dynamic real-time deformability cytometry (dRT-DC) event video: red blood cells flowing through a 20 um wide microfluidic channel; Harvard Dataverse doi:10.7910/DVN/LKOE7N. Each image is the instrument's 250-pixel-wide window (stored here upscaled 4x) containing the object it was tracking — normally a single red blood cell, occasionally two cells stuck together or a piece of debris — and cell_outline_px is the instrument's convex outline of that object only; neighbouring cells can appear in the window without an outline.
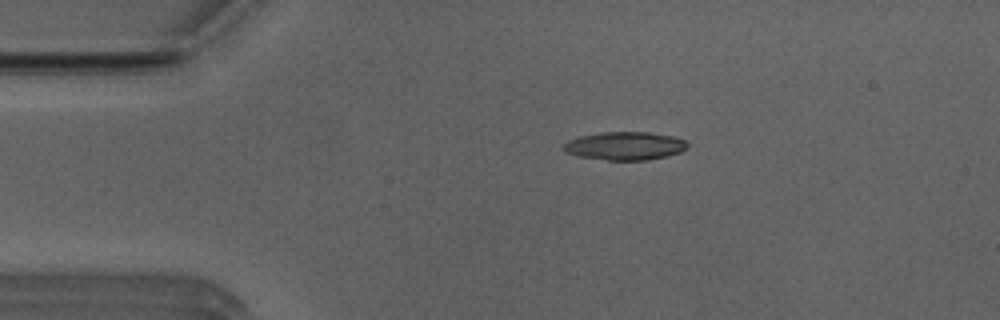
{"species": "Egyptian fruit bat (a non-hibernating species)", "species_latin": "Rousettus aegyptiacus", "temperature_condition": "room temperature", "stored_images_in_passage": 42, "camera_frame_rate_fps": 3000, "um_per_image_px": 0.085, "animal": {"sex": "male"}, "frame": {"image": 1, "passage_image": 1, "time_ms": 0.0, "image_size_px": [1000, 320], "cell_outline_px": [[688, 148], [680, 152], [668, 156], [648, 160], [608, 160], [580, 156], [564, 152], [564, 144], [568, 140], [580, 136], [600, 132], [648, 132], [672, 136], [684, 140], [688, 144]], "centroid_in_image_um": [53.13, 12.4], "position_along_channel_um": 31.9, "area_um2": 20.35}}
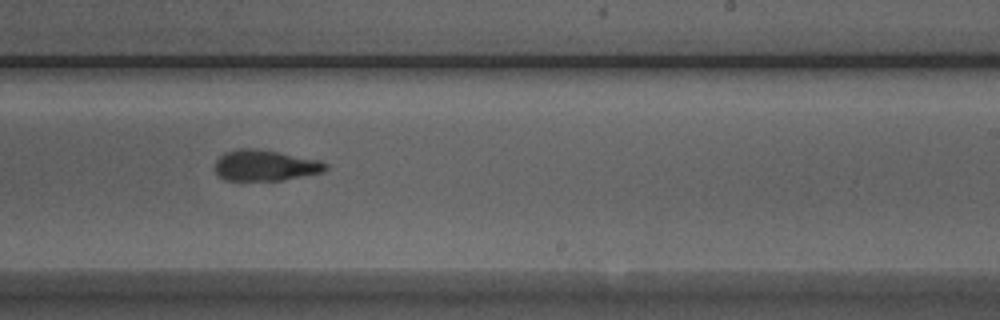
{"frame": {"image": 2, "passage_image": 22, "time_ms": 7.0, "image_size_px": [1000, 320], "cell_outline_px": [[328, 168], [324, 172], [280, 180], [224, 180], [216, 172], [216, 160], [224, 152], [240, 148], [256, 148], [320, 160], [328, 164]], "centroid_in_image_um": [22.55, 14.05], "position_along_channel_um": 266.4, "area_um2": 19.83}}
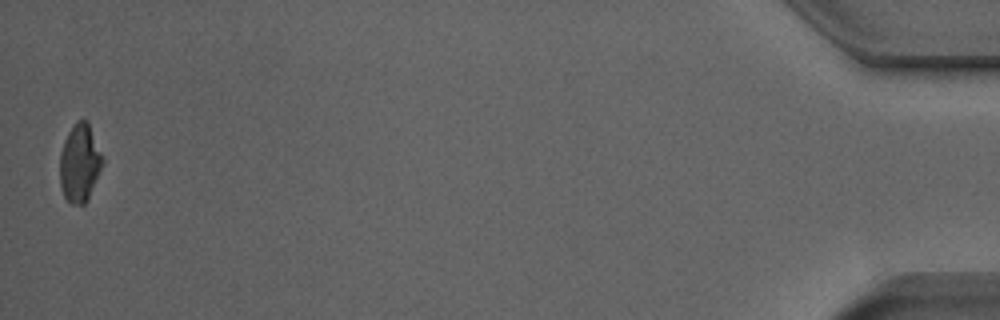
{"frame": {"image": 3, "passage_image": 42, "time_ms": 13.667, "image_size_px": [1000, 320], "cell_outline_px": [[104, 160], [88, 200], [84, 204], [72, 204], [64, 196], [60, 184], [60, 152], [64, 140], [68, 132], [76, 120], [88, 120]], "centroid_in_image_um": [6.77, 13.84], "position_along_channel_um": 428.4, "area_um2": 19.36}, "authors_computed_cell_mechanics": {"area_um2": 20.1433, "velocity_mm_per_s": 3.9447, "shape_relaxation_time_tau1_ms": 11.2989, "shape_relaxation_time_tau2_ms": 3.3189, "deformation_change_tau1": 0.2618, "deformation_change_tau2": 0.1122}}